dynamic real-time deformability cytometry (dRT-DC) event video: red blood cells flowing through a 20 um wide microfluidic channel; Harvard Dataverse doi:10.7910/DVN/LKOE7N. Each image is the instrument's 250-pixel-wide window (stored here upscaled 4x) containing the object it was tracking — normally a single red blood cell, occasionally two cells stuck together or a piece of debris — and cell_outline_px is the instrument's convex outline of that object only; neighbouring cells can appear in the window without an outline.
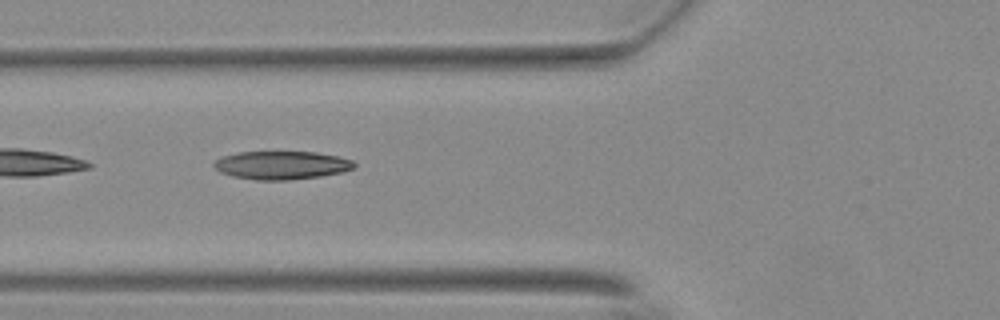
{"species": "Egyptian fruit bat (a non-hibernating species)", "species_latin": "Rousettus aegyptiacus", "temperature_condition": "warm", "stored_images_in_passage": 9, "camera_frame_rate_fps": 3000, "um_per_image_px": 0.085, "animal": {"sex": "female"}, "frame": {"image": 1, "passage_image": 3, "time_ms": 0.667, "image_size_px": [1000, 320], "cell_outline_px": [[356, 168], [344, 172], [320, 176], [288, 180], [256, 180], [232, 176], [220, 172], [212, 164], [220, 156], [236, 152], [316, 152], [340, 156], [352, 160], [356, 164]], "centroid_in_image_um": [23.95, 14.04], "position_along_channel_um": 101.8, "area_um2": 23.35}}
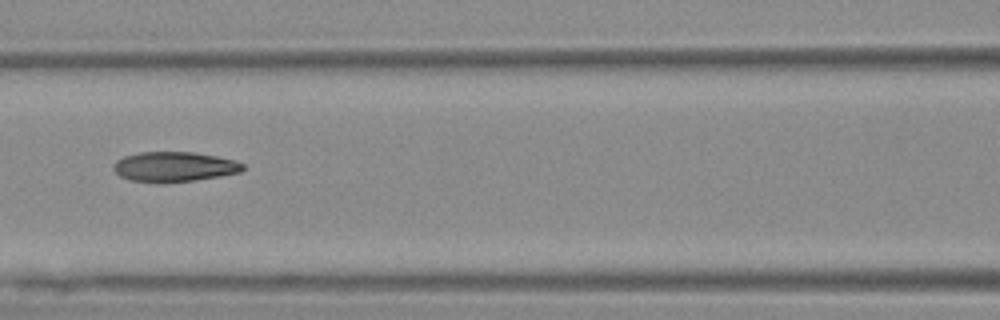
{"frame": {"image": 2, "passage_image": 7, "time_ms": 2.0, "image_size_px": [1000, 320], "cell_outline_px": [[244, 168], [240, 172], [220, 176], [192, 180], [132, 180], [120, 176], [112, 168], [112, 164], [116, 160], [124, 156], [140, 152], [192, 152], [216, 156], [232, 160], [244, 164]], "centroid_in_image_um": [14.8, 14.13], "position_along_channel_um": 151.8, "area_um2": 21.73}}